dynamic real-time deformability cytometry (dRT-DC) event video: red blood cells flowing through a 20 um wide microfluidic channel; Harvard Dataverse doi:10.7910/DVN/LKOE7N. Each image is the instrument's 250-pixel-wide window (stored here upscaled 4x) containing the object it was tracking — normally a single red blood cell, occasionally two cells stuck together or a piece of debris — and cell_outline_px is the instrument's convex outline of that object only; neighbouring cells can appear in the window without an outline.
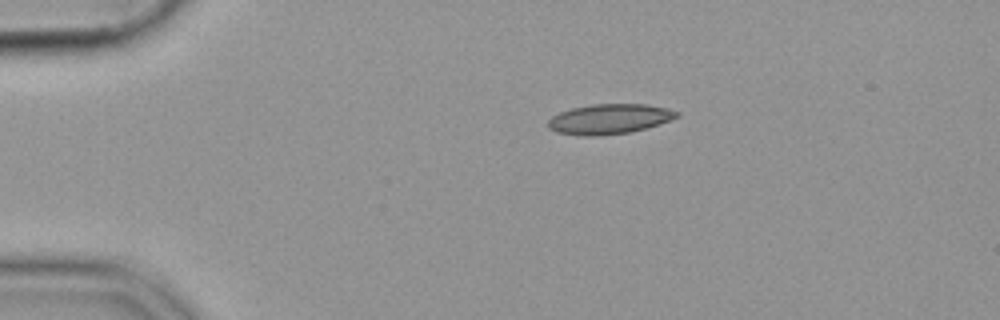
{"species": "common noctule bat (a hibernating species)", "species_latin": "Nyctalus noctula", "temperature_condition": "cold", "stored_images_in_passage": 45, "camera_frame_rate_fps": 3000, "um_per_image_px": 0.085, "animal": {"sex": "female", "body_mass_g": 19.9}, "frame": {"image": 1, "passage_image": 1, "time_ms": 0.0, "image_size_px": [1000, 320], "cell_outline_px": [[680, 116], [632, 132], [600, 136], [576, 136], [556, 132], [548, 128], [548, 120], [552, 116], [560, 112], [572, 108], [592, 104], [648, 104], [668, 108], [680, 112]], "centroid_in_image_um": [51.76, 10.12], "position_along_channel_um": 33.2, "area_um2": 22.66}}
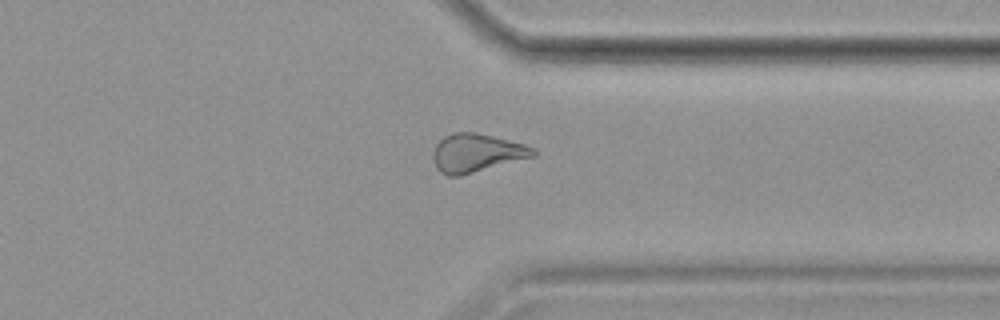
{"frame": {"image": 2, "passage_image": 33, "time_ms": 10.667, "image_size_px": [1000, 320], "cell_outline_px": [[536, 156], [460, 176], [448, 176], [440, 172], [436, 168], [432, 160], [432, 152], [436, 144], [444, 136], [452, 132], [476, 132], [524, 144], [536, 148]], "centroid_in_image_um": [40.48, 13.0], "position_along_channel_um": 370.9, "area_um2": 22.6}}
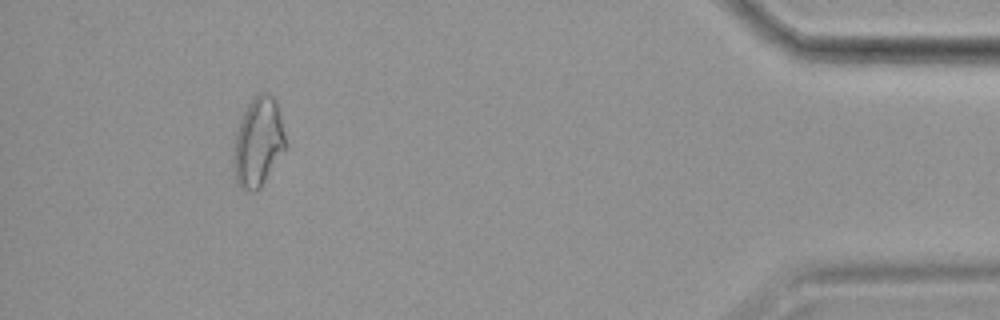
{"frame": {"image": 3, "passage_image": 41, "time_ms": 13.333, "image_size_px": [1000, 320], "cell_outline_px": [[284, 148], [260, 188], [256, 192], [252, 192], [240, 188], [236, 184], [232, 164], [232, 152], [236, 132], [240, 120], [248, 104], [260, 92], [268, 92], [276, 100], [284, 132]], "centroid_in_image_um": [21.88, 12.11], "position_along_channel_um": 413.3, "area_um2": 26.76}}